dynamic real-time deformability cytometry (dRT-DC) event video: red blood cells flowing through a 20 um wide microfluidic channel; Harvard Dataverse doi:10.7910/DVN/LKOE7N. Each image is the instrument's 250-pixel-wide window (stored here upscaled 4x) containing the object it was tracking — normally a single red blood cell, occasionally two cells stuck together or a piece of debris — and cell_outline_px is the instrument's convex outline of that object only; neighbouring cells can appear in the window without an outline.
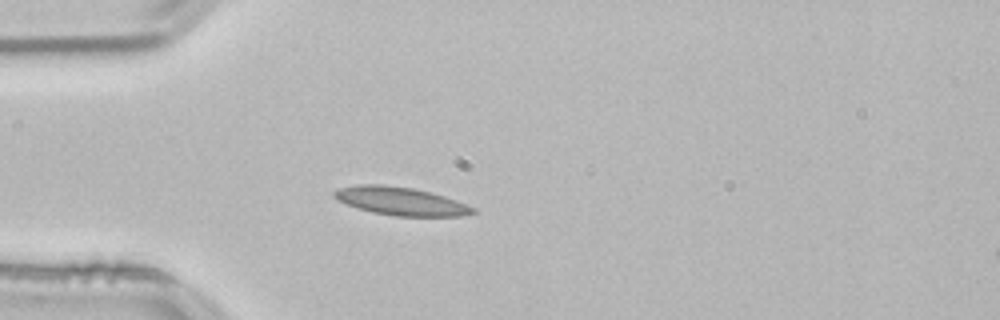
{"species": "common noctule bat (a hibernating species)", "species_latin": "Nyctalus noctula", "temperature_condition": "room temperature", "stored_images_in_passage": 40, "camera_frame_rate_fps": 3000, "um_per_image_px": 0.085, "animal": {"sex": "male", "body_mass_g": 21.5, "forearm_length_mm": 52.0}, "frame": {"image": 1, "passage_image": 1, "time_ms": 0.0, "image_size_px": [1000, 320], "cell_outline_px": [[476, 212], [464, 216], [396, 216], [372, 212], [356, 208], [332, 196], [332, 192], [340, 188], [356, 184], [384, 184], [412, 188], [432, 192], [444, 196], [476, 208]], "centroid_in_image_um": [34.06, 17.09], "position_along_channel_um": 50.9, "area_um2": 22.77}}
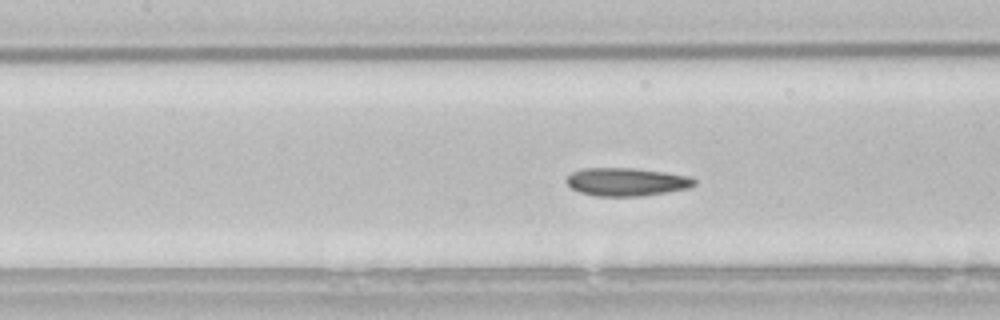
{"frame": {"image": 2, "passage_image": 10, "time_ms": 3.0, "image_size_px": [1000, 320], "cell_outline_px": [[696, 184], [688, 188], [668, 192], [644, 196], [596, 196], [580, 192], [572, 188], [568, 184], [568, 176], [572, 172], [580, 168], [632, 168], [664, 172], [692, 176], [696, 180]], "centroid_in_image_um": [53.29, 15.46], "position_along_channel_um": 154.1, "area_um2": 20.98}}
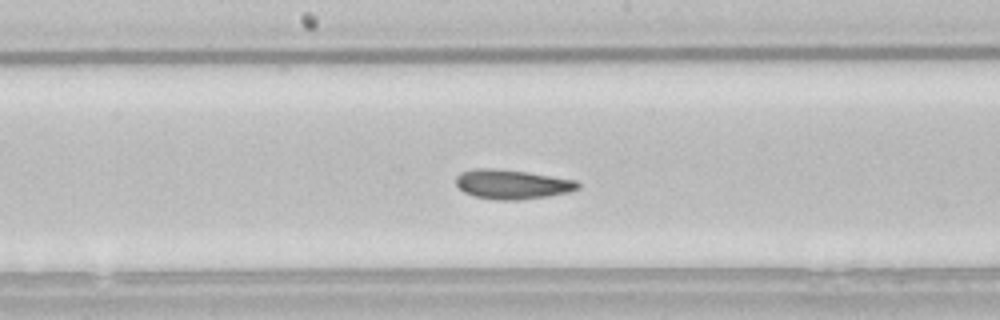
{"frame": {"image": 3, "passage_image": 14, "time_ms": 4.333, "image_size_px": [1000, 320], "cell_outline_px": [[580, 188], [568, 192], [548, 196], [520, 200], [496, 200], [472, 196], [464, 192], [456, 184], [456, 176], [460, 172], [472, 168], [496, 168], [528, 172], [576, 180], [580, 184]], "centroid_in_image_um": [43.5, 15.66], "position_along_channel_um": 204.7, "area_um2": 21.15}, "authors_computed_cell_mechanics": {"area_um2": 20.6924, "velocity_mm_per_s": 3.7953, "shape_relaxation_time_tau1_ms": null, "shape_relaxation_time_tau2_ms": 2.1277, "deformation_change_tau1": null, "deformation_change_tau2": 0.0689}}